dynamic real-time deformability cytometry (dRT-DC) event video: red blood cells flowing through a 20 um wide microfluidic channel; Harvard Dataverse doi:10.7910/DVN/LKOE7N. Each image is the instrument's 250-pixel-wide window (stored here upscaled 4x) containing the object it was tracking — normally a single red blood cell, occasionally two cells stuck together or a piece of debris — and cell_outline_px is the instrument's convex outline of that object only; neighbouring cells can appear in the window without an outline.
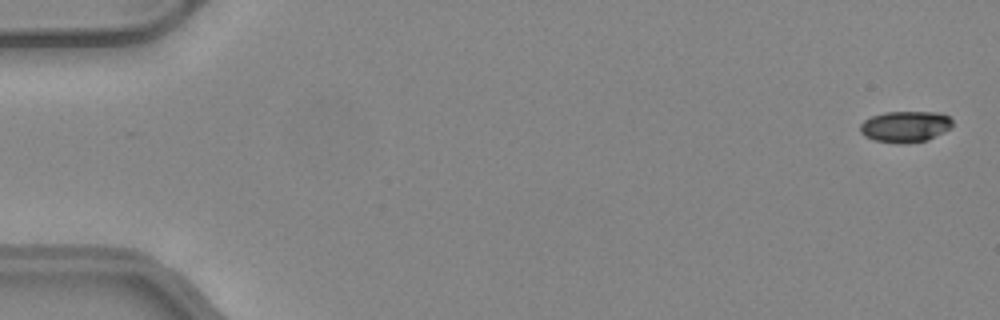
{"species": "common noctule bat (a hibernating species)", "species_latin": "Nyctalus noctula", "temperature_condition": "warm", "stored_images_in_passage": 51, "camera_frame_rate_fps": 3000, "um_per_image_px": 0.085, "animal": {"sex": "female", "body_mass_g": 24.6, "forearm_length_mm": 56.2}, "frame": {"image": 1, "passage_image": 2, "time_ms": 0.333, "image_size_px": [1000, 320], "cell_outline_px": [[952, 128], [928, 140], [900, 144], [872, 140], [864, 136], [860, 132], [860, 124], [864, 120], [872, 116], [884, 112], [940, 112], [948, 116], [952, 120]], "centroid_in_image_um": [76.94, 10.76], "position_along_channel_um": 8.1, "area_um2": 16.99}}
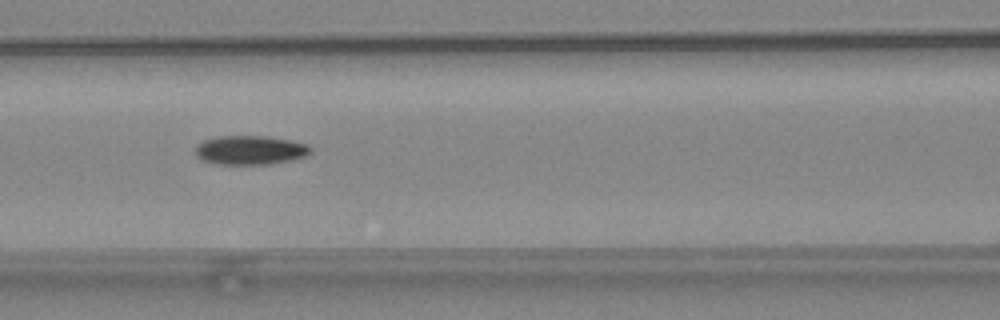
{"frame": {"image": 2, "passage_image": 23, "time_ms": 7.333, "image_size_px": [1000, 320], "cell_outline_px": [[312, 152], [308, 156], [292, 160], [272, 164], [216, 164], [204, 160], [196, 156], [196, 144], [204, 140], [216, 136], [268, 136], [292, 140], [308, 144], [312, 148]], "centroid_in_image_um": [21.32, 12.75], "position_along_channel_um": 145.3, "area_um2": 19.83}}
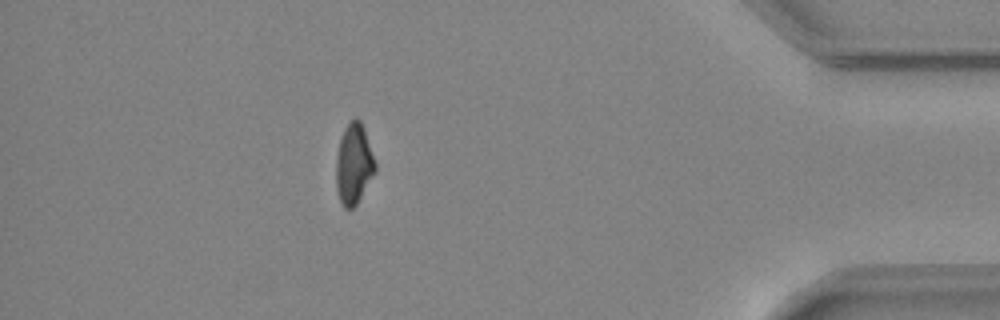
{"frame": {"image": 3, "passage_image": 45, "time_ms": 14.667, "image_size_px": [1000, 320], "cell_outline_px": [[376, 172], [356, 204], [352, 208], [344, 208], [340, 204], [336, 188], [336, 156], [340, 140], [344, 128], [356, 116], [360, 120], [364, 128], [376, 164]], "centroid_in_image_um": [30.07, 13.95], "position_along_channel_um": 405.1, "area_um2": 18.38}, "authors_computed_cell_mechanics": {"area_um2": 18.496, "velocity_mm_per_s": 4.1829, "shape_relaxation_time_tau1_ms": 5.214, "shape_relaxation_time_tau2_ms": null, "deformation_change_tau1": 0.1506, "deformation_change_tau2": null}}